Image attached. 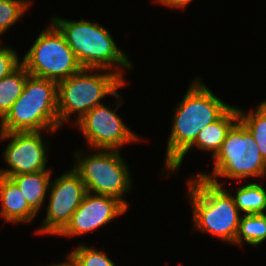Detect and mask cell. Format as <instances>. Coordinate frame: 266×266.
<instances>
[{
	"label": "cell",
	"mask_w": 266,
	"mask_h": 266,
	"mask_svg": "<svg viewBox=\"0 0 266 266\" xmlns=\"http://www.w3.org/2000/svg\"><path fill=\"white\" fill-rule=\"evenodd\" d=\"M194 80L175 111L164 161L167 169L195 142L203 128L217 121L231 107L199 79Z\"/></svg>",
	"instance_id": "cell-1"
},
{
	"label": "cell",
	"mask_w": 266,
	"mask_h": 266,
	"mask_svg": "<svg viewBox=\"0 0 266 266\" xmlns=\"http://www.w3.org/2000/svg\"><path fill=\"white\" fill-rule=\"evenodd\" d=\"M188 186L195 229L234 244L241 216L231 194L217 179L208 181L198 175Z\"/></svg>",
	"instance_id": "cell-2"
},
{
	"label": "cell",
	"mask_w": 266,
	"mask_h": 266,
	"mask_svg": "<svg viewBox=\"0 0 266 266\" xmlns=\"http://www.w3.org/2000/svg\"><path fill=\"white\" fill-rule=\"evenodd\" d=\"M59 127L57 82L29 75L21 96L0 120V132H53Z\"/></svg>",
	"instance_id": "cell-3"
},
{
	"label": "cell",
	"mask_w": 266,
	"mask_h": 266,
	"mask_svg": "<svg viewBox=\"0 0 266 266\" xmlns=\"http://www.w3.org/2000/svg\"><path fill=\"white\" fill-rule=\"evenodd\" d=\"M52 23L64 36L82 68L105 69L106 71L112 68L114 73L123 79L118 65L128 70L133 67L126 54L117 48L108 30L98 23L84 19L69 21L58 17H54ZM115 64L117 65L116 71Z\"/></svg>",
	"instance_id": "cell-4"
},
{
	"label": "cell",
	"mask_w": 266,
	"mask_h": 266,
	"mask_svg": "<svg viewBox=\"0 0 266 266\" xmlns=\"http://www.w3.org/2000/svg\"><path fill=\"white\" fill-rule=\"evenodd\" d=\"M101 69L82 68L69 78L57 83L58 90V118L59 124L68 121L73 112L77 113L79 121L88 111L102 104L100 101L106 95H114L120 98L118 88L125 84L117 73L112 69L99 74H89L88 71ZM112 71V72H111Z\"/></svg>",
	"instance_id": "cell-5"
},
{
	"label": "cell",
	"mask_w": 266,
	"mask_h": 266,
	"mask_svg": "<svg viewBox=\"0 0 266 266\" xmlns=\"http://www.w3.org/2000/svg\"><path fill=\"white\" fill-rule=\"evenodd\" d=\"M213 174L198 173L208 181L217 177L244 179L266 175V161L259 147L244 124L238 120L229 130L214 157Z\"/></svg>",
	"instance_id": "cell-6"
},
{
	"label": "cell",
	"mask_w": 266,
	"mask_h": 266,
	"mask_svg": "<svg viewBox=\"0 0 266 266\" xmlns=\"http://www.w3.org/2000/svg\"><path fill=\"white\" fill-rule=\"evenodd\" d=\"M100 150L86 157L80 155L83 151L74 153L77 161L73 169L80 175L86 192L115 197L128 207L122 197L132 188L129 167L119 150Z\"/></svg>",
	"instance_id": "cell-7"
},
{
	"label": "cell",
	"mask_w": 266,
	"mask_h": 266,
	"mask_svg": "<svg viewBox=\"0 0 266 266\" xmlns=\"http://www.w3.org/2000/svg\"><path fill=\"white\" fill-rule=\"evenodd\" d=\"M21 63L30 75L57 83L82 69L73 50L53 23L39 34Z\"/></svg>",
	"instance_id": "cell-8"
},
{
	"label": "cell",
	"mask_w": 266,
	"mask_h": 266,
	"mask_svg": "<svg viewBox=\"0 0 266 266\" xmlns=\"http://www.w3.org/2000/svg\"><path fill=\"white\" fill-rule=\"evenodd\" d=\"M53 182V183H52ZM49 184V202L47 214L42 222L39 234H59L68 224L73 213L81 205L86 193L80 175L72 170L62 173Z\"/></svg>",
	"instance_id": "cell-9"
},
{
	"label": "cell",
	"mask_w": 266,
	"mask_h": 266,
	"mask_svg": "<svg viewBox=\"0 0 266 266\" xmlns=\"http://www.w3.org/2000/svg\"><path fill=\"white\" fill-rule=\"evenodd\" d=\"M116 110L113 111L102 103L76 121L91 149L119 150L122 145L139 140L127 124L122 122Z\"/></svg>",
	"instance_id": "cell-10"
},
{
	"label": "cell",
	"mask_w": 266,
	"mask_h": 266,
	"mask_svg": "<svg viewBox=\"0 0 266 266\" xmlns=\"http://www.w3.org/2000/svg\"><path fill=\"white\" fill-rule=\"evenodd\" d=\"M0 139H11L4 149V160L10 169H0V175L35 173L46 169V147L40 131L0 132Z\"/></svg>",
	"instance_id": "cell-11"
},
{
	"label": "cell",
	"mask_w": 266,
	"mask_h": 266,
	"mask_svg": "<svg viewBox=\"0 0 266 266\" xmlns=\"http://www.w3.org/2000/svg\"><path fill=\"white\" fill-rule=\"evenodd\" d=\"M127 209L128 207L115 197L86 192L81 205L58 235L81 236L121 216Z\"/></svg>",
	"instance_id": "cell-12"
},
{
	"label": "cell",
	"mask_w": 266,
	"mask_h": 266,
	"mask_svg": "<svg viewBox=\"0 0 266 266\" xmlns=\"http://www.w3.org/2000/svg\"><path fill=\"white\" fill-rule=\"evenodd\" d=\"M239 120L238 108L231 106L217 121L207 125L197 135L195 142L168 168L171 171H178L184 156L191 147L205 151H213L212 157L216 155L224 142L230 128Z\"/></svg>",
	"instance_id": "cell-13"
},
{
	"label": "cell",
	"mask_w": 266,
	"mask_h": 266,
	"mask_svg": "<svg viewBox=\"0 0 266 266\" xmlns=\"http://www.w3.org/2000/svg\"><path fill=\"white\" fill-rule=\"evenodd\" d=\"M0 216L7 222H30L37 213L28 205L24 195L15 182L0 175Z\"/></svg>",
	"instance_id": "cell-14"
},
{
	"label": "cell",
	"mask_w": 266,
	"mask_h": 266,
	"mask_svg": "<svg viewBox=\"0 0 266 266\" xmlns=\"http://www.w3.org/2000/svg\"><path fill=\"white\" fill-rule=\"evenodd\" d=\"M51 172L52 171L49 169L35 173L17 174L10 177L19 187L28 205L36 213H38L39 209L43 206V202L46 198Z\"/></svg>",
	"instance_id": "cell-15"
},
{
	"label": "cell",
	"mask_w": 266,
	"mask_h": 266,
	"mask_svg": "<svg viewBox=\"0 0 266 266\" xmlns=\"http://www.w3.org/2000/svg\"><path fill=\"white\" fill-rule=\"evenodd\" d=\"M29 75L25 67L21 64L10 75L0 79V120L21 96Z\"/></svg>",
	"instance_id": "cell-16"
},
{
	"label": "cell",
	"mask_w": 266,
	"mask_h": 266,
	"mask_svg": "<svg viewBox=\"0 0 266 266\" xmlns=\"http://www.w3.org/2000/svg\"><path fill=\"white\" fill-rule=\"evenodd\" d=\"M232 196L239 212L245 215L264 214L266 210V190L258 183H251L240 187Z\"/></svg>",
	"instance_id": "cell-17"
},
{
	"label": "cell",
	"mask_w": 266,
	"mask_h": 266,
	"mask_svg": "<svg viewBox=\"0 0 266 266\" xmlns=\"http://www.w3.org/2000/svg\"><path fill=\"white\" fill-rule=\"evenodd\" d=\"M266 239V213L241 215L239 229L234 244L243 242L252 246L260 245Z\"/></svg>",
	"instance_id": "cell-18"
},
{
	"label": "cell",
	"mask_w": 266,
	"mask_h": 266,
	"mask_svg": "<svg viewBox=\"0 0 266 266\" xmlns=\"http://www.w3.org/2000/svg\"><path fill=\"white\" fill-rule=\"evenodd\" d=\"M238 117L254 137L266 161V100L260 102L255 112L250 111L249 114L238 108Z\"/></svg>",
	"instance_id": "cell-19"
},
{
	"label": "cell",
	"mask_w": 266,
	"mask_h": 266,
	"mask_svg": "<svg viewBox=\"0 0 266 266\" xmlns=\"http://www.w3.org/2000/svg\"><path fill=\"white\" fill-rule=\"evenodd\" d=\"M29 4L28 0H0V36L19 20Z\"/></svg>",
	"instance_id": "cell-20"
},
{
	"label": "cell",
	"mask_w": 266,
	"mask_h": 266,
	"mask_svg": "<svg viewBox=\"0 0 266 266\" xmlns=\"http://www.w3.org/2000/svg\"><path fill=\"white\" fill-rule=\"evenodd\" d=\"M69 256L76 263V266H116L104 252L85 245H79L78 248L69 253Z\"/></svg>",
	"instance_id": "cell-21"
},
{
	"label": "cell",
	"mask_w": 266,
	"mask_h": 266,
	"mask_svg": "<svg viewBox=\"0 0 266 266\" xmlns=\"http://www.w3.org/2000/svg\"><path fill=\"white\" fill-rule=\"evenodd\" d=\"M21 64L15 51L9 47H0V79L10 75Z\"/></svg>",
	"instance_id": "cell-22"
},
{
	"label": "cell",
	"mask_w": 266,
	"mask_h": 266,
	"mask_svg": "<svg viewBox=\"0 0 266 266\" xmlns=\"http://www.w3.org/2000/svg\"><path fill=\"white\" fill-rule=\"evenodd\" d=\"M156 1L170 8H184L192 0H156Z\"/></svg>",
	"instance_id": "cell-23"
},
{
	"label": "cell",
	"mask_w": 266,
	"mask_h": 266,
	"mask_svg": "<svg viewBox=\"0 0 266 266\" xmlns=\"http://www.w3.org/2000/svg\"><path fill=\"white\" fill-rule=\"evenodd\" d=\"M50 266H76V263L68 255V262L59 263V264H53V265H50Z\"/></svg>",
	"instance_id": "cell-24"
}]
</instances>
